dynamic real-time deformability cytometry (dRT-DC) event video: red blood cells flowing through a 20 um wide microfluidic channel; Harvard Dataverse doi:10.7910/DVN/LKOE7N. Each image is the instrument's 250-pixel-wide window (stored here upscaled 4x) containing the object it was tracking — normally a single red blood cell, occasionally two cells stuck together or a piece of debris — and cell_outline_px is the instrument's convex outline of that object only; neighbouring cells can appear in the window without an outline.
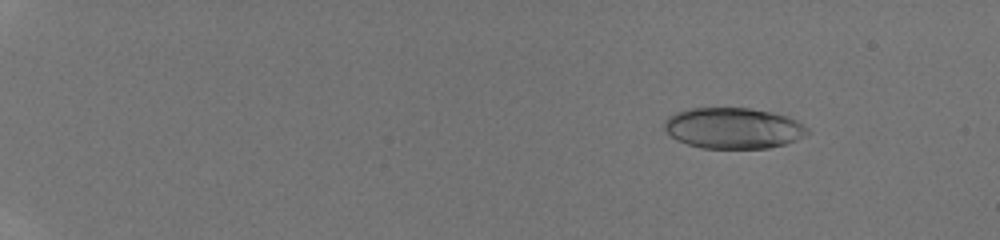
{"species": "human", "species_latin": "Homo sapiens", "temperature_condition": "room temperature", "stored_images_in_passage": 47, "camera_frame_rate_fps": 3000, "um_per_image_px": 0.085, "donor": {"sex": "male"}, "frame": {"image": 1, "passage_image": 7, "time_ms": 2.0, "image_size_px": [1000, 240], "cell_outline_px": [[808, 132], [796, 140], [784, 144], [768, 148], [700, 148], [676, 140], [664, 128], [664, 120], [668, 116], [676, 112], [688, 108], [748, 108], [772, 112], [788, 116], [796, 120], [808, 128]], "centroid_in_image_um": [62.3, 10.88], "position_along_channel_um": 22.7, "area_um2": 34.1}}
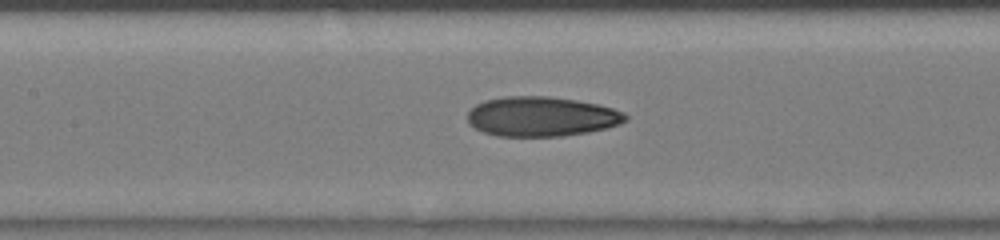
{"frame": {"image": 2, "passage_image": 26, "time_ms": 8.333, "image_size_px": [1000, 240], "cell_outline_px": [[628, 120], [620, 124], [588, 132], [560, 136], [496, 136], [484, 132], [468, 124], [468, 112], [476, 104], [484, 100], [504, 96], [548, 96], [576, 100], [596, 104], [612, 108], [624, 112], [628, 116]], "centroid_in_image_um": [46.01, 9.9], "position_along_channel_um": 161.4, "area_um2": 36.59}}
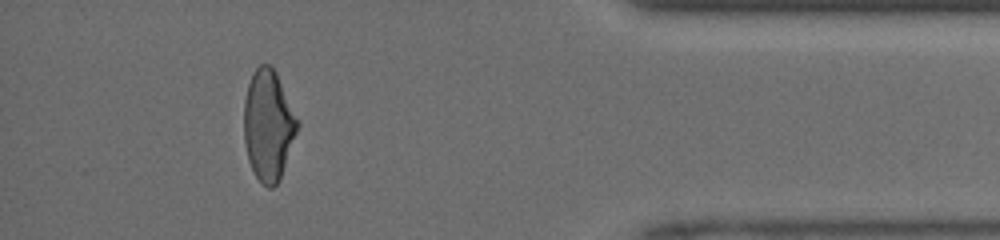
{"frame": {"image": 3, "passage_image": 44, "time_ms": 14.333, "image_size_px": [1000, 240], "cell_outline_px": [[300, 124], [280, 180], [272, 188], [268, 188], [256, 176], [248, 160], [244, 140], [244, 100], [248, 84], [252, 72], [260, 64], [268, 64], [276, 72], [300, 120]], "centroid_in_image_um": [22.82, 10.63], "position_along_channel_um": 412.4, "area_um2": 34.74}}